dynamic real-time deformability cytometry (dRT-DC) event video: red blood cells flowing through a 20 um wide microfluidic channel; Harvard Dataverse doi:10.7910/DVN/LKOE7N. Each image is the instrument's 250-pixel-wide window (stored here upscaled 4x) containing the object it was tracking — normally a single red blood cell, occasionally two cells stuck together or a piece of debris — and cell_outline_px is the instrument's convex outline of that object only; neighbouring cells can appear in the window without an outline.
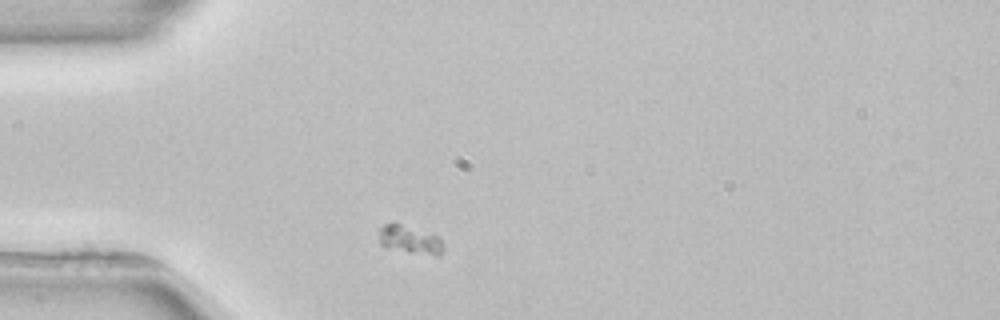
{"species": "common noctule bat (a hibernating species)", "species_latin": "Nyctalus noctula", "temperature_condition": "room temperature", "stored_images_in_passage": 1, "camera_frame_rate_fps": 3000, "um_per_image_px": 0.085, "animal": {"sex": "female", "body_mass_g": 22.7, "forearm_length_mm": 54.2}, "frame": {"image": 1, "passage_image": 1, "time_ms": 0.0, "image_size_px": [1000, 320], "cell_outline_px": [[444, 252], [440, 256], [436, 256], [408, 252], [380, 244], [380, 228], [384, 224], [400, 224], [432, 232], [440, 236], [444, 248]], "centroid_in_image_um": [34.96, 20.38], "position_along_channel_um": 50.0, "area_um2": 10.64}}